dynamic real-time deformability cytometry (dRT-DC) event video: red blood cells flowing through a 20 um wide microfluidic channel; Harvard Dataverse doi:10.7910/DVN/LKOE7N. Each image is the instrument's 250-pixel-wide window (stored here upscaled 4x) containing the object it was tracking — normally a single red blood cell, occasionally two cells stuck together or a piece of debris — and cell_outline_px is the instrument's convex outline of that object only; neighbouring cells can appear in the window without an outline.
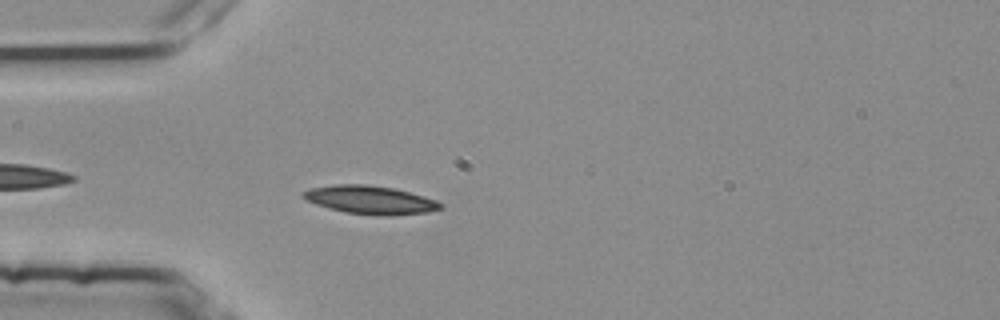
{"species": "common noctule bat (a hibernating species)", "species_latin": "Nyctalus noctula", "temperature_condition": "room temperature", "stored_images_in_passage": 4, "camera_frame_rate_fps": 3000, "um_per_image_px": 0.085, "animal": {"sex": "female", "body_mass_g": 25.1}, "frame": {"image": 1, "passage_image": 4, "time_ms": 1.0, "image_size_px": [1000, 320], "cell_outline_px": [[444, 208], [428, 212], [392, 216], [348, 212], [328, 208], [304, 200], [300, 196], [300, 192], [308, 188], [332, 184], [368, 184], [392, 188], [424, 196], [436, 200]], "centroid_in_image_um": [31.4, 16.97], "position_along_channel_um": 53.6, "area_um2": 22.72}}